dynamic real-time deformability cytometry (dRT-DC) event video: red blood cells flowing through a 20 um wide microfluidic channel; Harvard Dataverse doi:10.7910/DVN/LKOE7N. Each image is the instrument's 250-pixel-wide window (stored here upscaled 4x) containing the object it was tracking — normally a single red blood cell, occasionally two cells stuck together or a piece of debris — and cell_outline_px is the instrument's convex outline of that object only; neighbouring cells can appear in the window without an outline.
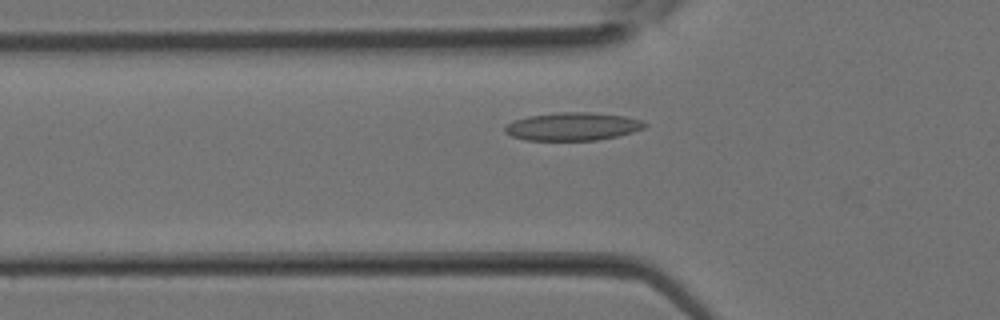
{"species": "Egyptian fruit bat (a non-hibernating species)", "species_latin": "Rousettus aegyptiacus", "temperature_condition": "room temperature", "stored_images_in_passage": 25, "camera_frame_rate_fps": 3000, "um_per_image_px": 0.085, "animal": {"sex": "female"}, "frame": {"image": 1, "passage_image": 3, "time_ms": 0.667, "image_size_px": [1000, 320], "cell_outline_px": [[648, 124], [644, 128], [632, 132], [600, 140], [524, 140], [512, 136], [504, 132], [504, 128], [512, 120], [528, 116], [560, 112], [584, 112], [624, 116], [644, 120]], "centroid_in_image_um": [48.67, 10.75], "position_along_channel_um": 77.1, "area_um2": 22.83}}
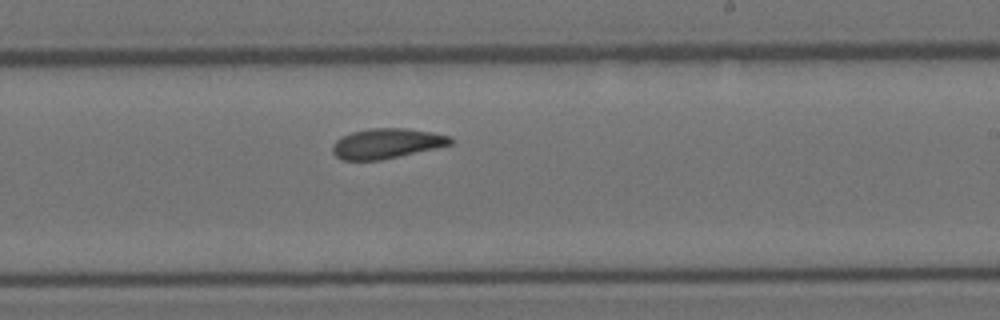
{"frame": {"image": 2, "passage_image": 12, "time_ms": 3.667, "image_size_px": [1000, 320], "cell_outline_px": [[452, 144], [436, 148], [380, 160], [340, 160], [332, 152], [332, 144], [340, 136], [352, 132], [372, 128], [404, 128], [432, 132], [452, 136]], "centroid_in_image_um": [32.84, 12.19], "position_along_channel_um": 256.2, "area_um2": 20.69}}
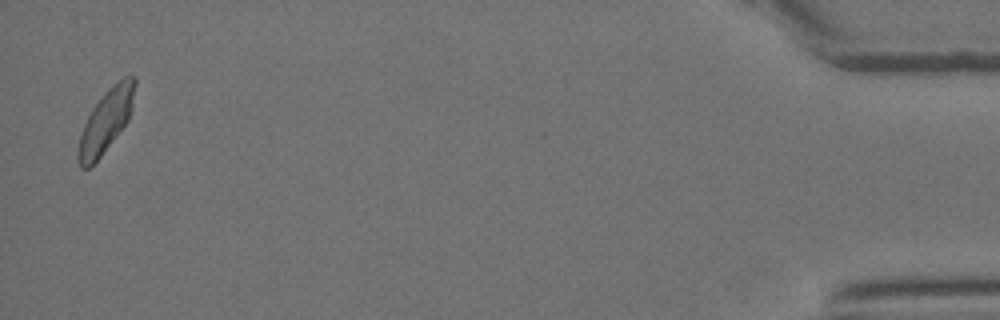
{"frame": {"image": 3, "passage_image": 25, "time_ms": 8.0, "image_size_px": [1000, 320], "cell_outline_px": [[136, 84], [128, 120], [100, 156], [88, 168], [80, 168], [76, 160], [76, 148], [80, 132], [92, 108], [104, 92], [112, 84], [124, 76], [136, 76]], "centroid_in_image_um": [8.95, 10.27], "position_along_channel_um": 426.2, "area_um2": 20.58}}